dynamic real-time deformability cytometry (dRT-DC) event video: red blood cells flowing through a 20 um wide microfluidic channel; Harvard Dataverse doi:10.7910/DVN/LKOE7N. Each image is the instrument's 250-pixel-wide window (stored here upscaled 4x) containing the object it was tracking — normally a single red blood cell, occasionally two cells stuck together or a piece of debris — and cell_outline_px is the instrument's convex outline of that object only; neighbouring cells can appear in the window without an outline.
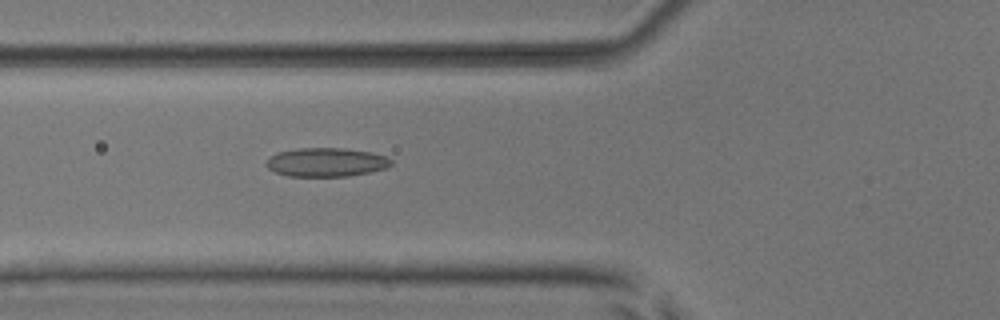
{"species": "common noctule bat (a hibernating species)", "species_latin": "Nyctalus noctula", "temperature_condition": "room temperature", "stored_images_in_passage": 45, "camera_frame_rate_fps": 3000, "um_per_image_px": 0.085, "animal": {"sex": "male", "body_mass_g": 17.9, "forearm_length_mm": 54.2}, "frame": {"image": 1, "passage_image": 12, "time_ms": 3.667, "image_size_px": [1000, 320], "cell_outline_px": [[392, 164], [384, 168], [368, 172], [348, 176], [288, 176], [276, 172], [268, 168], [264, 164], [276, 152], [296, 148], [344, 148], [372, 152], [388, 156], [392, 160]], "centroid_in_image_um": [27.73, 13.78], "position_along_channel_um": 98.1, "area_um2": 20.98}}
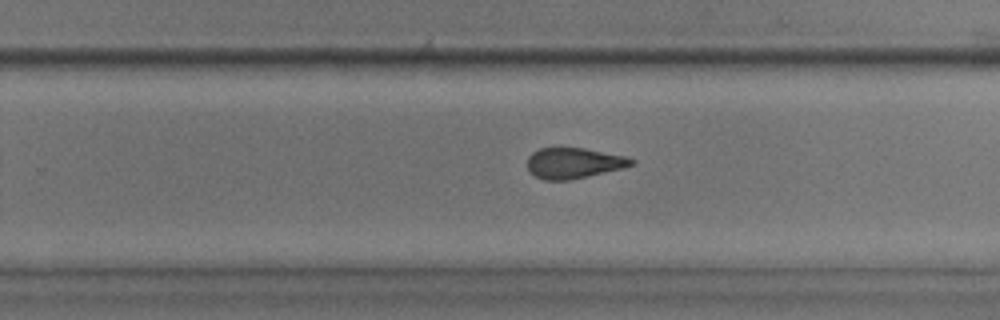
{"frame": {"image": 2, "passage_image": 26, "time_ms": 8.333, "image_size_px": [1000, 320], "cell_outline_px": [[636, 164], [624, 168], [588, 176], [568, 180], [544, 180], [528, 172], [528, 156], [532, 152], [540, 148], [584, 148], [624, 156], [636, 160]], "centroid_in_image_um": [48.77, 13.86], "position_along_channel_um": 281.0, "area_um2": 18.61}}
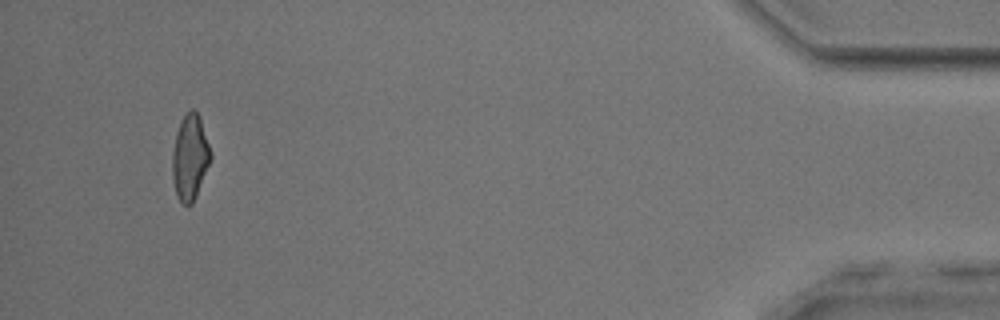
{"frame": {"image": 3, "passage_image": 42, "time_ms": 13.667, "image_size_px": [1000, 320], "cell_outline_px": [[212, 156], [196, 196], [192, 204], [184, 204], [176, 196], [172, 180], [172, 152], [176, 132], [184, 116], [192, 108], [200, 116], [212, 152]], "centroid_in_image_um": [16.15, 13.37], "position_along_channel_um": 419.1, "area_um2": 19.07}, "authors_computed_cell_mechanics": {"area_um2": 19.5364, "velocity_mm_per_s": 3.9351, "shape_relaxation_time_tau1_ms": null, "shape_relaxation_time_tau2_ms": 1.8812, "deformation_change_tau1": null, "deformation_change_tau2": 0.0982}}